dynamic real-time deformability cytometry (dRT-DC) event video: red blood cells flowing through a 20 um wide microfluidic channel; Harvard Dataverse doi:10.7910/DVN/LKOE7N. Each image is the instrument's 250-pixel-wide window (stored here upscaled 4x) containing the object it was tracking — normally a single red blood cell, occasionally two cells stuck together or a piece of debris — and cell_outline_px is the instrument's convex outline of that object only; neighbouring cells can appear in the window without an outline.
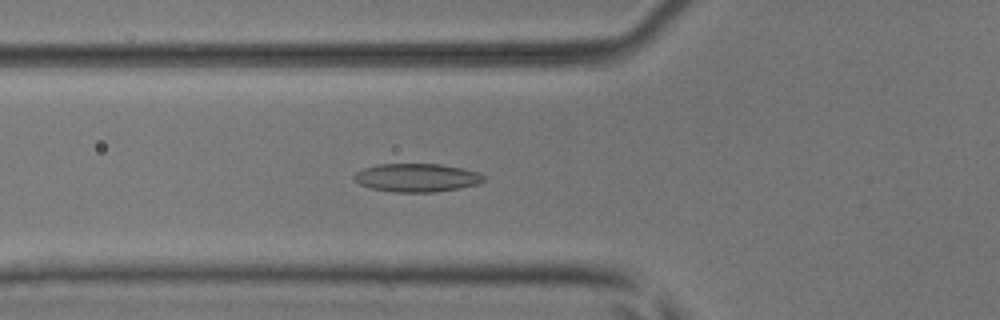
{"species": "common noctule bat (a hibernating species)", "species_latin": "Nyctalus noctula", "temperature_condition": "room temperature", "stored_images_in_passage": 50, "camera_frame_rate_fps": 3000, "um_per_image_px": 0.085, "animal": {"sex": "male", "body_mass_g": 17.9, "forearm_length_mm": 54.2}, "frame": {"image": 1, "passage_image": 18, "time_ms": 5.667, "image_size_px": [1000, 320], "cell_outline_px": [[488, 176], [480, 184], [460, 188], [436, 192], [392, 192], [372, 188], [360, 184], [352, 176], [356, 172], [364, 168], [376, 164], [440, 164], [480, 172]], "centroid_in_image_um": [35.48, 15.1], "position_along_channel_um": 90.3, "area_um2": 21.56}}
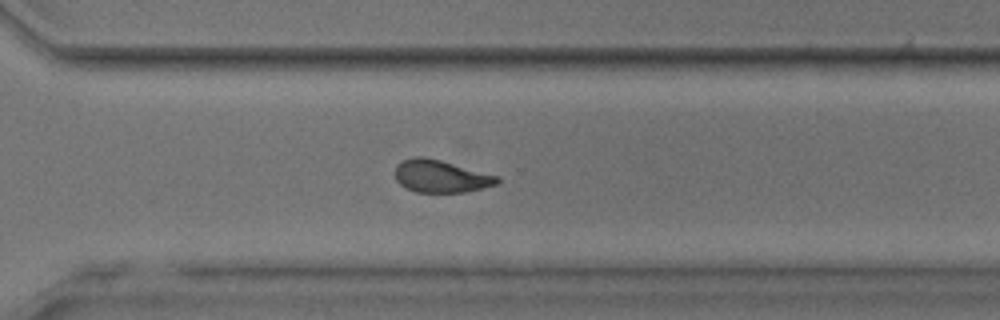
{"frame": {"image": 2, "passage_image": 36, "time_ms": 11.667, "image_size_px": [1000, 320], "cell_outline_px": [[500, 180], [496, 184], [484, 188], [464, 192], [416, 192], [400, 184], [396, 180], [396, 164], [400, 160], [412, 156], [424, 156], [440, 160], [500, 176]], "centroid_in_image_um": [37.46, 14.97], "position_along_channel_um": 333.1, "area_um2": 19.42}}
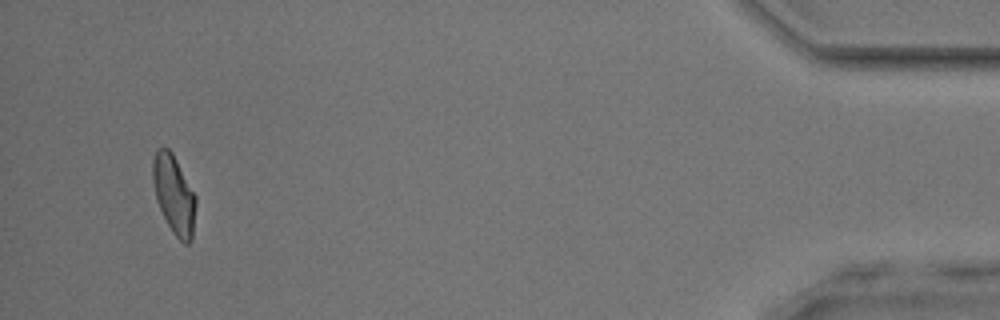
{"frame": {"image": 3, "passage_image": 48, "time_ms": 15.667, "image_size_px": [1000, 320], "cell_outline_px": [[196, 204], [192, 240], [188, 244], [184, 244], [172, 232], [156, 200], [152, 180], [152, 160], [156, 148], [168, 148], [172, 152], [196, 196]], "centroid_in_image_um": [14.78, 16.53], "position_along_channel_um": 420.4, "area_um2": 19.77}, "authors_computed_cell_mechanics": {"area_um2": 20.0277, "velocity_mm_per_s": 4.048, "shape_relaxation_time_tau1_ms": 5.8777, "shape_relaxation_time_tau2_ms": 1.9245, "deformation_change_tau1": 0.1597, "deformation_change_tau2": 0.088}}